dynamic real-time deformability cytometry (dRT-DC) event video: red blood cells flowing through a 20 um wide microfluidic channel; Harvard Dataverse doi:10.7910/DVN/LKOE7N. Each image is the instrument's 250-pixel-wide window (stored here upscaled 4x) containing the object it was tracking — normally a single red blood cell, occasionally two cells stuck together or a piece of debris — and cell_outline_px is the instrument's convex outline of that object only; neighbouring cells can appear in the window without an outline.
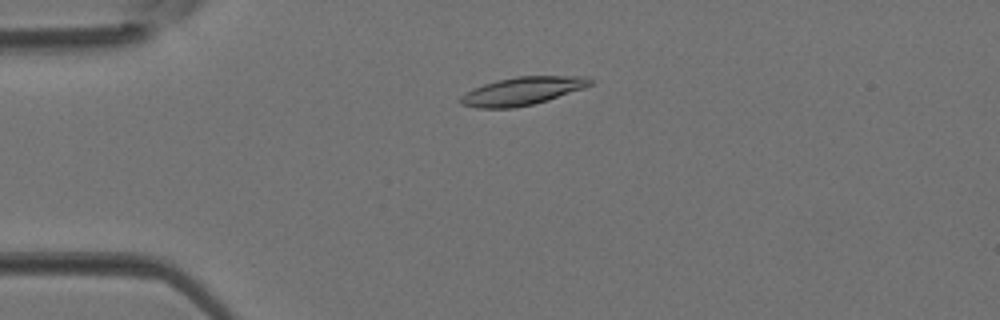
{"species": "Egyptian fruit bat (a non-hibernating species)", "species_latin": "Rousettus aegyptiacus", "temperature_condition": "room temperature", "stored_images_in_passage": 3, "camera_frame_rate_fps": 3000, "um_per_image_px": 0.085, "animal": {"sex": "female"}, "frame": {"image": 1, "passage_image": 2, "time_ms": 0.333, "image_size_px": [1000, 320], "cell_outline_px": [[592, 84], [584, 88], [548, 100], [516, 108], [476, 108], [460, 104], [460, 96], [464, 92], [472, 88], [496, 80], [516, 76], [588, 76], [592, 80]], "centroid_in_image_um": [44.37, 7.74], "position_along_channel_um": 40.6, "area_um2": 21.39}}